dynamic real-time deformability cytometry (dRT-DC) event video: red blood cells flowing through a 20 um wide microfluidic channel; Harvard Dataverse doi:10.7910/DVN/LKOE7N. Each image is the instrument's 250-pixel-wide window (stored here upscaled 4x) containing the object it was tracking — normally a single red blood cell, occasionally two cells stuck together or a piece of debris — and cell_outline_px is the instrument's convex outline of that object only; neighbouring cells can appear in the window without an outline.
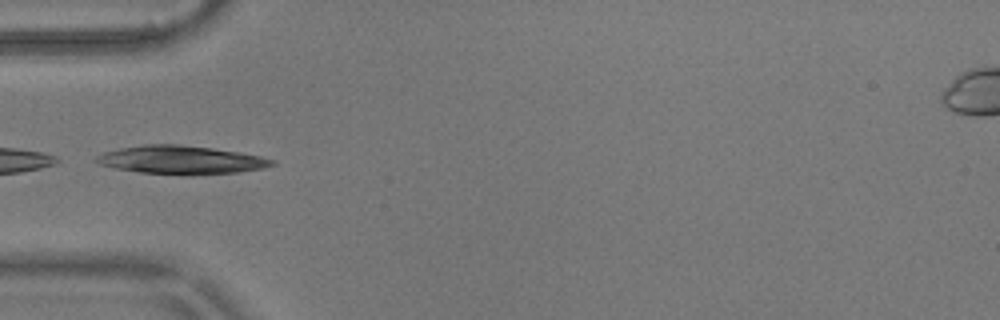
{"species": "common noctule bat (a hibernating species)", "species_latin": "Nyctalus noctula", "temperature_condition": "warm", "stored_images_in_passage": 3, "camera_frame_rate_fps": 3000, "um_per_image_px": 0.085, "animal": {"sex": "male", "body_mass_g": 17.9}, "frame": {"image": 1, "passage_image": 3, "time_ms": 0.667, "image_size_px": [1000, 320], "cell_outline_px": [[276, 164], [264, 168], [236, 172], [140, 172], [116, 168], [100, 164], [92, 160], [96, 156], [104, 152], [120, 148], [144, 144], [176, 144], [212, 148], [260, 156], [276, 160]], "centroid_in_image_um": [15.35, 13.54], "position_along_channel_um": 69.6, "area_um2": 27.74}}